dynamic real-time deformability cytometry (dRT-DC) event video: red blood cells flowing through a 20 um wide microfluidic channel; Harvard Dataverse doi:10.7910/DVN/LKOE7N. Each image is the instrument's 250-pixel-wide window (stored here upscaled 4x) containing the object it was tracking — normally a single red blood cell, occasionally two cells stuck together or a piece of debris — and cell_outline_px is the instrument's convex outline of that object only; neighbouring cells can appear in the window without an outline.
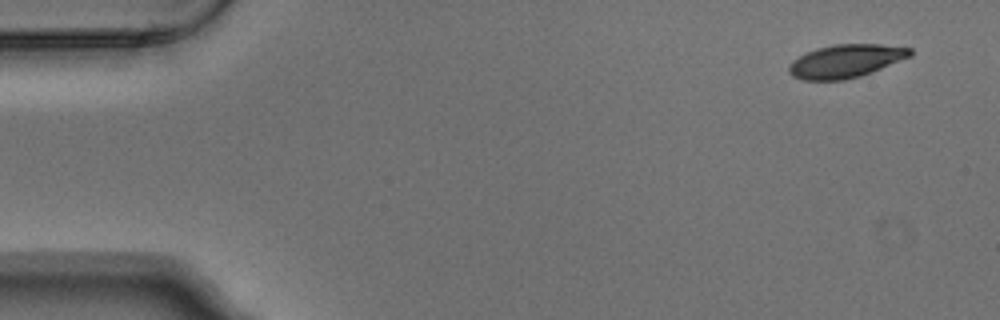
{"species": "Egyptian fruit bat (a non-hibernating species)", "species_latin": "Rousettus aegyptiacus", "temperature_condition": "warm", "stored_images_in_passage": 5, "camera_frame_rate_fps": 3000, "um_per_image_px": 0.085, "animal": {"sex": "male"}, "frame": {"image": 1, "passage_image": 1, "time_ms": 0.0, "image_size_px": [1000, 320], "cell_outline_px": [[912, 56], [872, 72], [860, 76], [844, 80], [800, 80], [792, 76], [788, 72], [788, 64], [792, 60], [816, 48], [832, 44], [880, 44], [912, 48]], "centroid_in_image_um": [71.87, 5.19], "position_along_channel_um": 13.1, "area_um2": 23.64}}
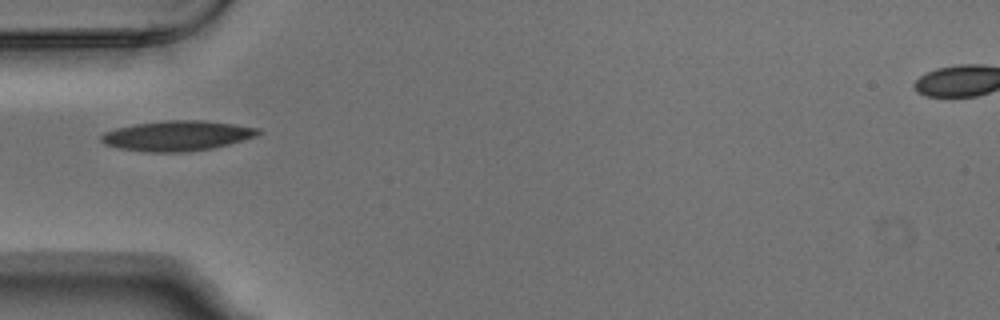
{"frame": {"image": 2, "passage_image": 5, "time_ms": 1.333, "image_size_px": [1000, 320], "cell_outline_px": [[260, 132], [256, 136], [228, 144], [212, 148], [188, 152], [144, 152], [120, 148], [104, 144], [100, 140], [100, 136], [104, 132], [116, 128], [136, 124], [164, 120], [204, 120], [260, 128]], "centroid_in_image_um": [15.03, 11.54], "position_along_channel_um": 70.0, "area_um2": 27.51}}